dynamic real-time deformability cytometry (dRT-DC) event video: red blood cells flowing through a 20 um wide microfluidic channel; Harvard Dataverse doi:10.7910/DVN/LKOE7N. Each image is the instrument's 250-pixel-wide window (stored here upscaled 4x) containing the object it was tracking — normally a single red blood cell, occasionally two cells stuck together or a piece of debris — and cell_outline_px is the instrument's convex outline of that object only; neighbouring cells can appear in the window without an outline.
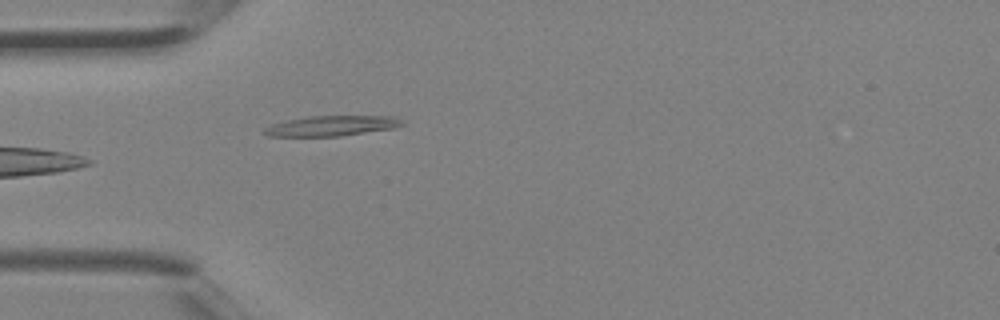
{"species": "Egyptian fruit bat (a non-hibernating species)", "species_latin": "Rousettus aegyptiacus", "temperature_condition": "room temperature", "stored_images_in_passage": 3, "camera_frame_rate_fps": 3000, "um_per_image_px": 0.085, "animal": {"sex": "female"}, "frame": {"image": 1, "passage_image": 3, "time_ms": 0.667, "image_size_px": [1000, 320], "cell_outline_px": [[404, 124], [396, 128], [340, 136], [268, 136], [260, 132], [264, 128], [272, 124], [288, 120], [308, 116], [392, 116], [404, 120]], "centroid_in_image_um": [28.2, 10.69], "position_along_channel_um": 56.8, "area_um2": 16.36}}